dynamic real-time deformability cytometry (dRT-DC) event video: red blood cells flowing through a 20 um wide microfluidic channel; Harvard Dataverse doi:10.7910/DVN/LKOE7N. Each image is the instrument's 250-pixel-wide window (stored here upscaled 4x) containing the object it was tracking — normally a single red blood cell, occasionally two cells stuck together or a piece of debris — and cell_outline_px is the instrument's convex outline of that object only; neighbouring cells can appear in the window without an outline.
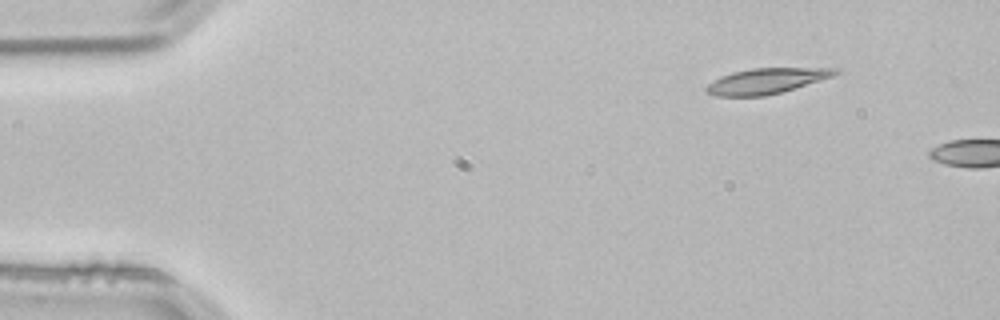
{"species": "common noctule bat (a hibernating species)", "species_latin": "Nyctalus noctula", "temperature_condition": "room temperature", "stored_images_in_passage": 4, "segment_of_instrument_passage": [2, 2], "camera_frame_rate_fps": 3000, "um_per_image_px": 0.085, "animal": {"sex": "male", "body_mass_g": 21.5, "forearm_length_mm": 52.0}, "frame": {"image": 1, "passage_image": 4, "time_ms": 1.0, "image_size_px": [1000, 320], "cell_outline_px": [[840, 72], [832, 76], [820, 80], [780, 92], [764, 96], [716, 96], [704, 92], [704, 88], [708, 84], [732, 72], [752, 68], [840, 68]], "centroid_in_image_um": [65.12, 6.88], "position_along_channel_um": 19.9, "area_um2": 18.84}}